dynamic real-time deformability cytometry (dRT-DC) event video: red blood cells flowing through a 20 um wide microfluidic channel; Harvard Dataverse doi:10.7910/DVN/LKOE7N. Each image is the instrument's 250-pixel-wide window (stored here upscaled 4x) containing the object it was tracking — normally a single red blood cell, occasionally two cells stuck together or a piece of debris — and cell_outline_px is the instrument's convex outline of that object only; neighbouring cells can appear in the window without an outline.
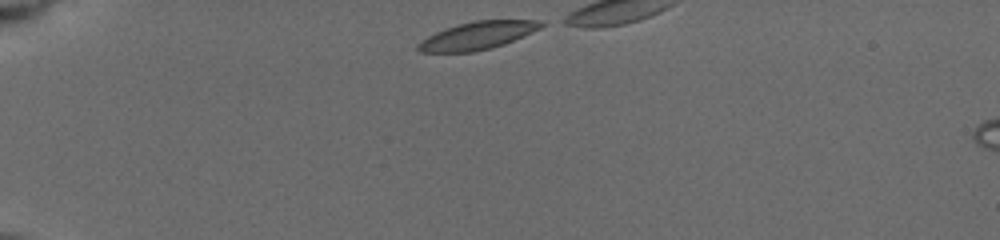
{"species": "common noctule bat (a hibernating species)", "species_latin": "Nyctalus noctula", "temperature_condition": "cold", "stored_images_in_passage": 10, "camera_frame_rate_fps": 3000, "um_per_image_px": 0.085, "animal": {"sex": "female", "body_mass_g": 19.5, "forearm_length_mm": 54.1}, "frame": {"image": 1, "passage_image": 1, "time_ms": 0.0, "image_size_px": [1000, 240], "cell_outline_px": [[548, 24], [532, 32], [504, 44], [472, 52], [420, 52], [416, 48], [416, 44], [428, 36], [444, 28], [456, 24], [476, 20], [536, 20]], "centroid_in_image_um": [40.56, 3.01], "position_along_channel_um": 44.4, "area_um2": 19.83}}